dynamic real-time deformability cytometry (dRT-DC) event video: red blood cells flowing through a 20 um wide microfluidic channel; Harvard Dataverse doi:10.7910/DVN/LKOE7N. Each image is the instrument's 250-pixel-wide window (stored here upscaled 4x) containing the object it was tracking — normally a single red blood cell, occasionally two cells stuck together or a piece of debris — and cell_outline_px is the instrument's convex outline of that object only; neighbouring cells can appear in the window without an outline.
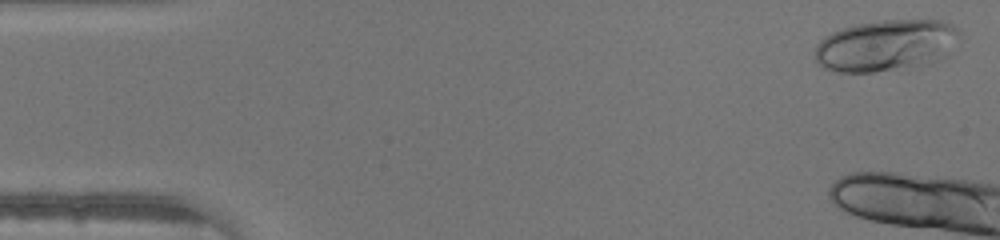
{"species": "human", "species_latin": "Homo sapiens", "temperature_condition": "warm", "stored_images_in_passage": 5, "camera_frame_rate_fps": 3000, "um_per_image_px": 0.085, "donor": {"sex": "male"}, "frame": {"image": 1, "passage_image": 1, "time_ms": 0.0, "image_size_px": [1000, 240], "cell_outline_px": [[960, 40], [948, 56], [940, 60], [928, 64], [872, 72], [840, 72], [824, 68], [816, 64], [816, 44], [824, 36], [832, 32], [856, 24], [880, 20], [944, 20], [960, 28]], "centroid_in_image_um": [75.38, 3.85], "position_along_channel_um": 9.6, "area_um2": 43.99}}